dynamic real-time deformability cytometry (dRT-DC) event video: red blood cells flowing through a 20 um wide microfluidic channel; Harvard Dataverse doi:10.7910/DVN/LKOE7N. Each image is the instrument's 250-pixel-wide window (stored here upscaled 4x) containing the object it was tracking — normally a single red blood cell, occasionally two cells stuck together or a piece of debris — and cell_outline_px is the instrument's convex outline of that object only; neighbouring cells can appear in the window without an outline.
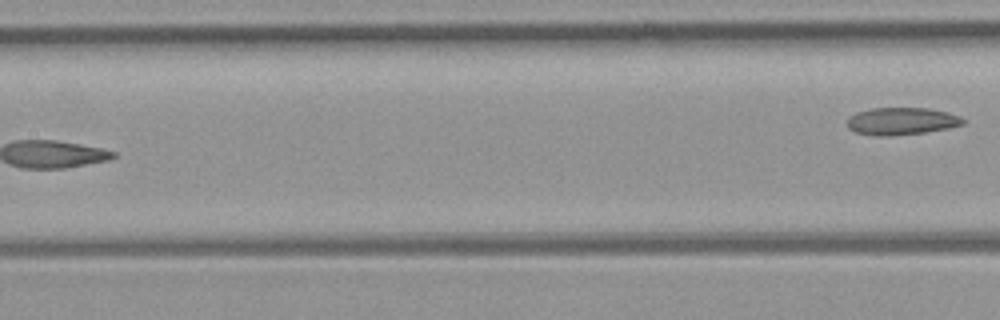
{"species": "common noctule bat (a hibernating species)", "species_latin": "Nyctalus noctula", "temperature_condition": "room temperature", "stored_images_in_passage": 6, "segment_of_instrument_passage": [2, 2], "camera_frame_rate_fps": 3000, "um_per_image_px": 0.085, "animal": {"sex": "female", "body_mass_g": 21.9}, "frame": {"image": 1, "passage_image": 6, "time_ms": 5.667, "image_size_px": [1000, 320], "cell_outline_px": [[968, 120], [964, 124], [948, 128], [924, 132], [888, 136], [876, 136], [856, 132], [848, 128], [848, 116], [856, 112], [872, 108], [928, 108], [948, 112], [960, 116]], "centroid_in_image_um": [76.65, 10.29], "position_along_channel_um": 130.7, "area_um2": 18.55}}